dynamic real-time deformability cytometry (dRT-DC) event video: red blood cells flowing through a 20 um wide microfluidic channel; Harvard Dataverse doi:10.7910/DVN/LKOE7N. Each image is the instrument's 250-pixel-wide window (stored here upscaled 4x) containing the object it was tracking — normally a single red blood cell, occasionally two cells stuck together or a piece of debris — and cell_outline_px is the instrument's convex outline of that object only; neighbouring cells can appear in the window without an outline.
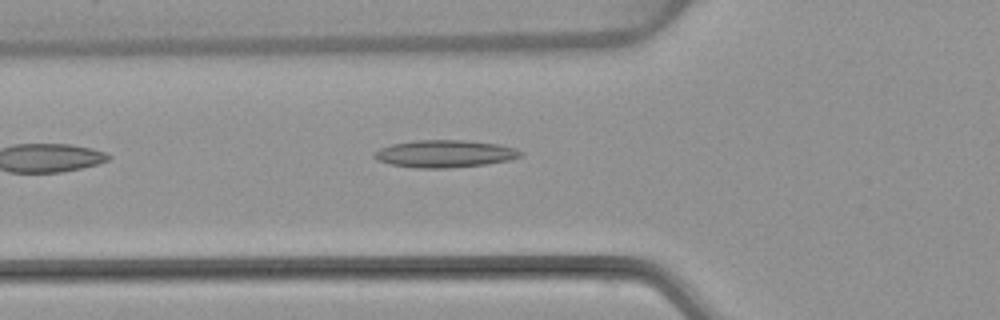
{"species": "common noctule bat (a hibernating species)", "species_latin": "Nyctalus noctula", "temperature_condition": "warm", "stored_images_in_passage": 25, "camera_frame_rate_fps": 3000, "um_per_image_px": 0.085, "animal": {"sex": "female", "body_mass_g": 22.7, "forearm_length_mm": 54.2}, "frame": {"image": 1, "passage_image": 6, "time_ms": 1.667, "image_size_px": [1000, 320], "cell_outline_px": [[524, 156], [508, 160], [484, 164], [448, 168], [416, 168], [392, 164], [376, 160], [372, 156], [372, 152], [380, 148], [392, 144], [416, 140], [468, 140], [500, 144], [516, 148], [524, 152]], "centroid_in_image_um": [37.82, 13.06], "position_along_channel_um": 88.0, "area_um2": 23.52}}
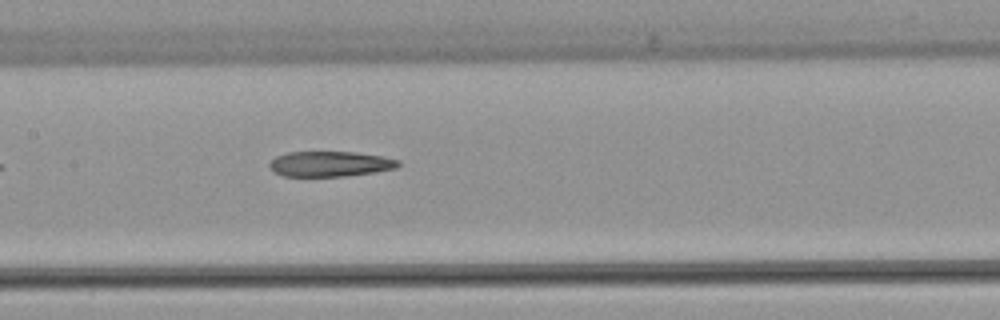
{"frame": {"image": 2, "passage_image": 13, "time_ms": 4.0, "image_size_px": [1000, 320], "cell_outline_px": [[400, 164], [396, 168], [376, 172], [344, 176], [284, 176], [272, 172], [268, 164], [276, 156], [288, 152], [356, 152], [384, 156], [400, 160]], "centroid_in_image_um": [28.07, 13.93], "position_along_channel_um": 179.3, "area_um2": 19.13}}
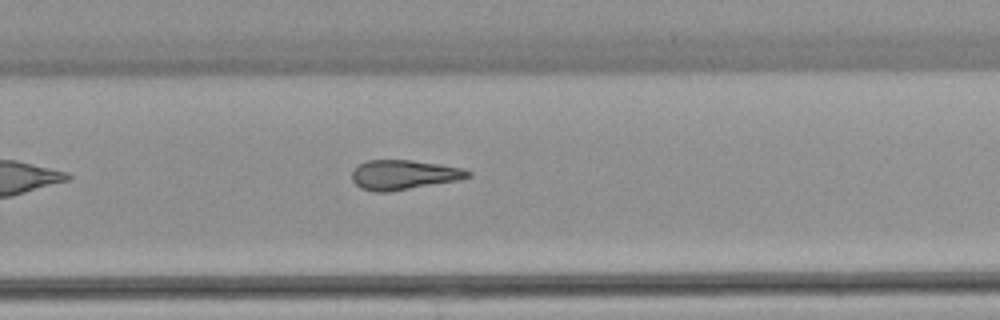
{"frame": {"image": 3, "passage_image": 22, "time_ms": 7.0, "image_size_px": [1000, 320], "cell_outline_px": [[472, 176], [456, 180], [388, 192], [376, 192], [360, 188], [352, 180], [352, 172], [364, 160], [412, 160], [464, 168], [472, 172]], "centroid_in_image_um": [34.31, 14.85], "position_along_channel_um": 295.5, "area_um2": 19.88}}